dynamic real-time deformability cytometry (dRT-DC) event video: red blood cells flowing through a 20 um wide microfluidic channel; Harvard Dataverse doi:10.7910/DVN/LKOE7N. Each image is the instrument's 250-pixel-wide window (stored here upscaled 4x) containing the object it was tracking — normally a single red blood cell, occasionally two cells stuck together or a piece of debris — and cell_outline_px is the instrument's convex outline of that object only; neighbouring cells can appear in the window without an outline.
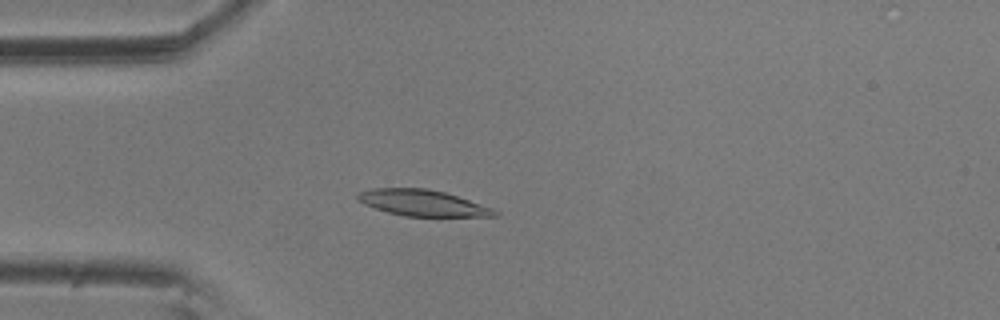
{"species": "common noctule bat (a hibernating species)", "species_latin": "Nyctalus noctula", "temperature_condition": "room temperature", "stored_images_in_passage": 56, "camera_frame_rate_fps": 3000, "um_per_image_px": 0.085, "animal": {"sex": "male", "body_mass_g": 20.5, "forearm_length_mm": 52.5}, "frame": {"image": 1, "passage_image": 15, "time_ms": 4.667, "image_size_px": [1000, 320], "cell_outline_px": [[500, 216], [404, 216], [388, 212], [364, 204], [356, 200], [356, 192], [372, 188], [428, 188], [444, 192], [492, 208], [500, 212]], "centroid_in_image_um": [35.87, 17.24], "position_along_channel_um": 49.1, "area_um2": 20.81}}
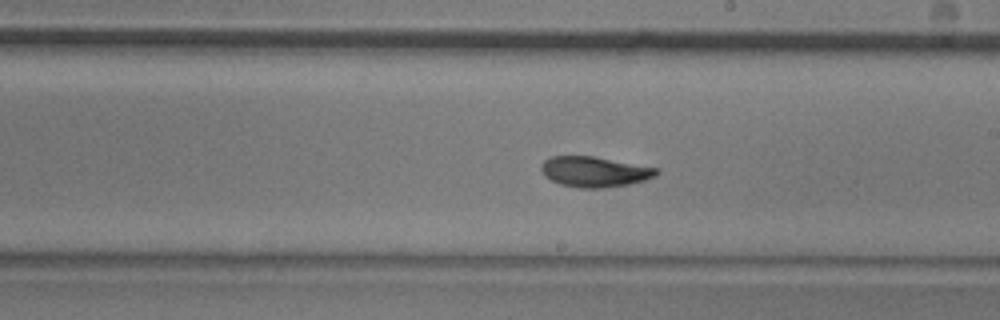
{"frame": {"image": 2, "passage_image": 32, "time_ms": 10.333, "image_size_px": [1000, 320], "cell_outline_px": [[660, 172], [656, 176], [644, 180], [628, 184], [604, 188], [576, 188], [560, 184], [544, 176], [540, 168], [540, 164], [544, 160], [552, 156], [592, 156], [660, 168]], "centroid_in_image_um": [50.53, 14.6], "position_along_channel_um": 238.5, "area_um2": 20.58}}
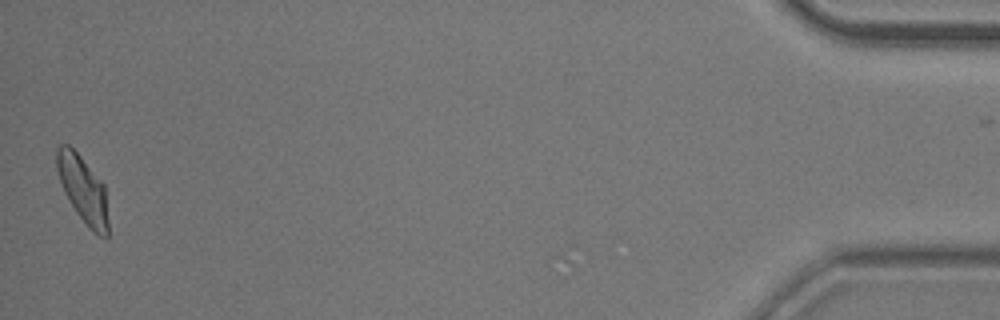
{"frame": {"image": 3, "passage_image": 56, "time_ms": 18.333, "image_size_px": [1000, 320], "cell_outline_px": [[108, 236], [100, 236], [92, 232], [88, 228], [76, 212], [64, 192], [56, 168], [56, 148], [60, 144], [68, 144], [80, 156], [104, 184], [108, 220]], "centroid_in_image_um": [7.04, 16.1], "position_along_channel_um": 428.2, "area_um2": 19.94}, "authors_computed_cell_mechanics": {"area_um2": 20.5479, "velocity_mm_per_s": 3.5413, "shape_relaxation_time_tau1_ms": 5.4422, "shape_relaxation_time_tau2_ms": 2.5883, "deformation_change_tau1": 0.1719, "deformation_change_tau2": 0.0772}}